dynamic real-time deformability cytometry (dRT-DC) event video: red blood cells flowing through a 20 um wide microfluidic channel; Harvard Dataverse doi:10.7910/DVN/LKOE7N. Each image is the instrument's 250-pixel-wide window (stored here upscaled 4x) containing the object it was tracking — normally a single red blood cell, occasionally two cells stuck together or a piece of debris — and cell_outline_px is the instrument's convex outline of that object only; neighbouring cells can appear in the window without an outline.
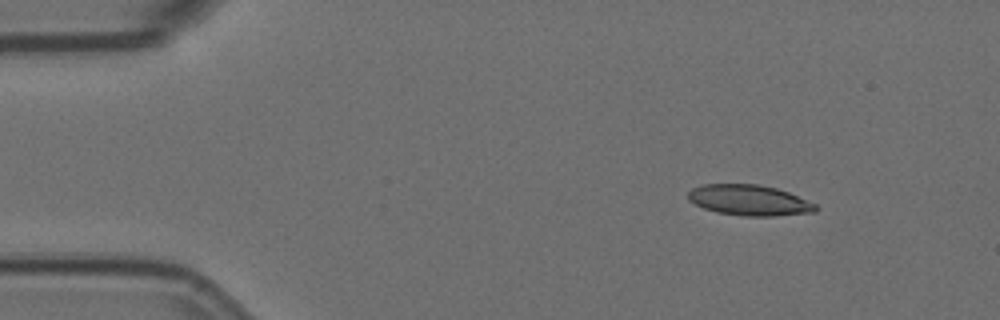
{"species": "Egyptian fruit bat (a non-hibernating species)", "species_latin": "Rousettus aegyptiacus", "temperature_condition": "room temperature", "stored_images_in_passage": 6, "camera_frame_rate_fps": 3000, "um_per_image_px": 0.085, "animal": {"sex": "female"}, "frame": {"image": 1, "passage_image": 2, "time_ms": 0.333, "image_size_px": [1000, 320], "cell_outline_px": [[820, 208], [816, 212], [776, 216], [744, 216], [716, 212], [704, 208], [688, 200], [688, 192], [692, 188], [704, 184], [760, 184], [776, 188], [788, 192], [816, 204]], "centroid_in_image_um": [63.71, 17.02], "position_along_channel_um": 21.3, "area_um2": 22.89}}
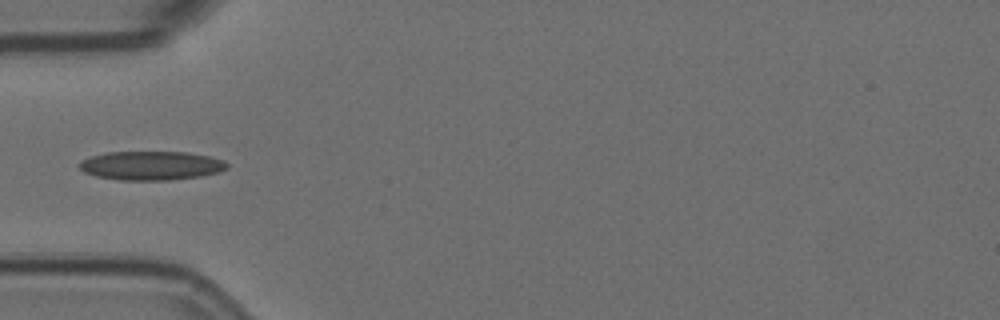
{"frame": {"image": 2, "passage_image": 5, "time_ms": 1.333, "image_size_px": [1000, 320], "cell_outline_px": [[228, 168], [220, 172], [200, 176], [168, 180], [120, 180], [96, 176], [84, 172], [76, 164], [80, 160], [92, 156], [108, 152], [188, 152], [208, 156], [224, 160], [228, 164]], "centroid_in_image_um": [12.84, 14.07], "position_along_channel_um": 72.2, "area_um2": 24.97}}
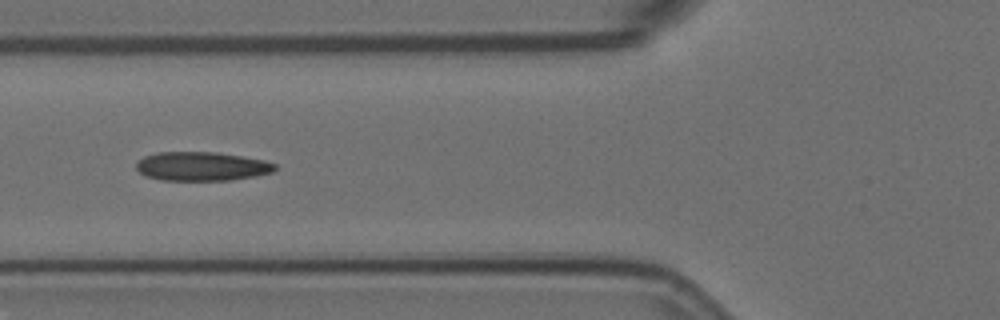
{"frame": {"image": 3, "passage_image": 6, "time_ms": 1.667, "image_size_px": [1000, 320], "cell_outline_px": [[276, 168], [272, 172], [256, 176], [232, 180], [160, 180], [144, 176], [136, 168], [136, 160], [144, 156], [156, 152], [216, 152], [264, 160], [276, 164]], "centroid_in_image_um": [17.1, 14.14], "position_along_channel_um": 108.7, "area_um2": 23.52}}